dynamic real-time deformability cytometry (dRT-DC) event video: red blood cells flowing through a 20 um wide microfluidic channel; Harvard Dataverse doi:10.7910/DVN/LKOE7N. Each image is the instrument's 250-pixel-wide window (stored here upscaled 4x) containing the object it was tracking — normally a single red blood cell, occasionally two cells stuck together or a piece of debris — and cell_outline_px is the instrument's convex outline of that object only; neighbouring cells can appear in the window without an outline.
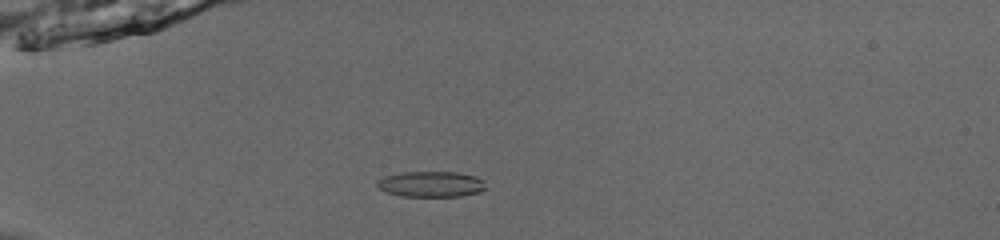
{"species": "common noctule bat (a hibernating species)", "species_latin": "Nyctalus noctula", "temperature_condition": "room temperature", "stored_images_in_passage": 54, "camera_frame_rate_fps": 3000, "um_per_image_px": 0.085, "animal": {"sex": "male", "body_mass_g": 13.0, "forearm_length_mm": 53.1}, "frame": {"image": 1, "passage_image": 17, "time_ms": 5.333, "image_size_px": [1000, 240], "cell_outline_px": [[488, 188], [480, 192], [460, 196], [400, 196], [384, 192], [376, 184], [376, 180], [384, 176], [400, 172], [456, 172], [476, 176], [484, 180]], "centroid_in_image_um": [36.65, 15.65], "position_along_channel_um": 48.4, "area_um2": 16.53}}
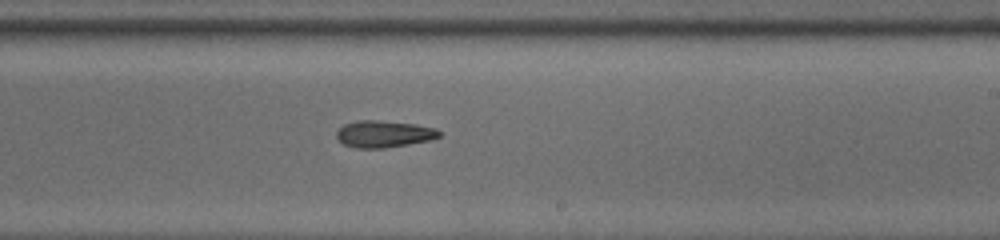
{"frame": {"image": 2, "passage_image": 35, "time_ms": 11.333, "image_size_px": [1000, 240], "cell_outline_px": [[440, 136], [432, 140], [384, 148], [356, 148], [344, 144], [336, 136], [336, 132], [344, 124], [356, 120], [376, 120], [416, 124], [436, 128], [440, 132]], "centroid_in_image_um": [32.64, 11.38], "position_along_channel_um": 256.4, "area_um2": 16.07}}
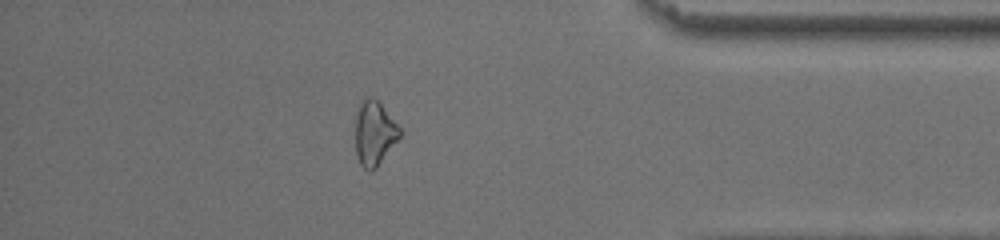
{"frame": {"image": 3, "passage_image": 48, "time_ms": 15.667, "image_size_px": [1000, 240], "cell_outline_px": [[400, 136], [376, 168], [372, 172], [364, 168], [360, 164], [356, 156], [356, 116], [360, 100], [368, 96], [372, 96], [380, 104], [400, 128]], "centroid_in_image_um": [31.79, 11.33], "position_along_channel_um": 403.4, "area_um2": 16.42}, "authors_computed_cell_mechanics": {"area_um2": 16.5019, "velocity_mm_per_s": 3.8785, "shape_relaxation_time_tau1_ms": 6.3811, "shape_relaxation_time_tau2_ms": 2.9558, "deformation_change_tau1": 0.1948, "deformation_change_tau2": 0.1253}}